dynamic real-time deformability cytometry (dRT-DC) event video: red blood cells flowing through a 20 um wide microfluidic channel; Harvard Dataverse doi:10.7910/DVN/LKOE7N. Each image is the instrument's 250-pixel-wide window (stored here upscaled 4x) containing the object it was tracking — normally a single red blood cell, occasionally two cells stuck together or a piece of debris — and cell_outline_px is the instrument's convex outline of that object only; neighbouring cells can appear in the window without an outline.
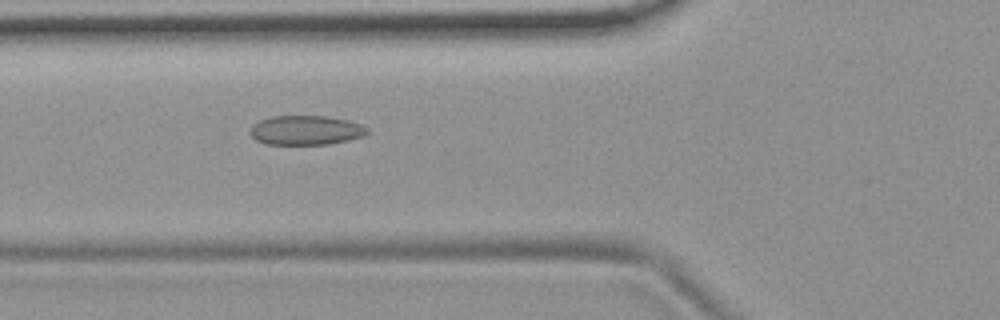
{"species": "common noctule bat (a hibernating species)", "species_latin": "Nyctalus noctula", "temperature_condition": "room temperature", "stored_images_in_passage": 6, "camera_frame_rate_fps": 3000, "um_per_image_px": 0.085, "animal": {"sex": "female", "body_mass_g": 19.9}, "frame": {"image": 1, "passage_image": 6, "time_ms": 1.667, "image_size_px": [1000, 320], "cell_outline_px": [[368, 132], [364, 136], [348, 140], [328, 144], [264, 144], [256, 140], [248, 132], [252, 124], [260, 120], [272, 116], [328, 116], [348, 120], [360, 124], [368, 128]], "centroid_in_image_um": [25.97, 11.06], "position_along_channel_um": 99.8, "area_um2": 20.17}}